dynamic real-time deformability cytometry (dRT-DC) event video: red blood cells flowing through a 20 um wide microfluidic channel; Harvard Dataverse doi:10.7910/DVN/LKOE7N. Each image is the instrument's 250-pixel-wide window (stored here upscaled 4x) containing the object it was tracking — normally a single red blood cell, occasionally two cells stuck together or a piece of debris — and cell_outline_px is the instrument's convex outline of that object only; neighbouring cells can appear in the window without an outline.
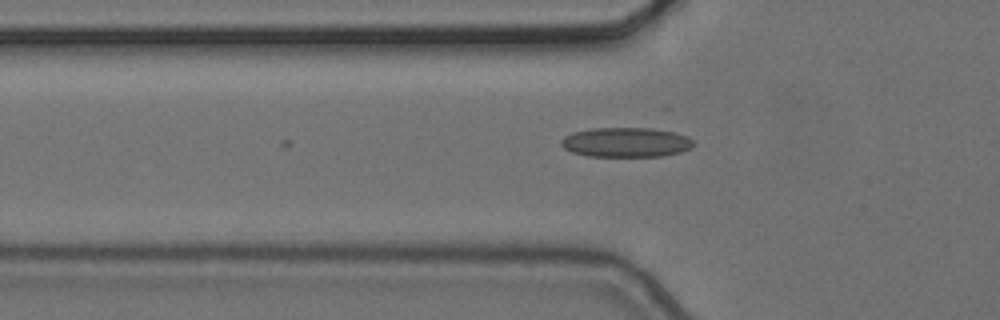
{"species": "common noctule bat (a hibernating species)", "species_latin": "Nyctalus noctula", "temperature_condition": "cold", "stored_images_in_passage": 2, "camera_frame_rate_fps": 3000, "um_per_image_px": 0.085, "animal": {"sex": "female", "body_mass_g": 24.6, "forearm_length_mm": 56.2}, "frame": {"image": 1, "passage_image": 2, "time_ms": 0.333, "image_size_px": [1000, 320], "cell_outline_px": [[696, 144], [692, 148], [680, 152], [660, 156], [588, 156], [572, 152], [564, 148], [560, 144], [560, 140], [564, 136], [572, 132], [592, 128], [652, 128], [676, 132], [688, 136]], "centroid_in_image_um": [53.22, 12.09], "position_along_channel_um": 72.6, "area_um2": 23.06}}